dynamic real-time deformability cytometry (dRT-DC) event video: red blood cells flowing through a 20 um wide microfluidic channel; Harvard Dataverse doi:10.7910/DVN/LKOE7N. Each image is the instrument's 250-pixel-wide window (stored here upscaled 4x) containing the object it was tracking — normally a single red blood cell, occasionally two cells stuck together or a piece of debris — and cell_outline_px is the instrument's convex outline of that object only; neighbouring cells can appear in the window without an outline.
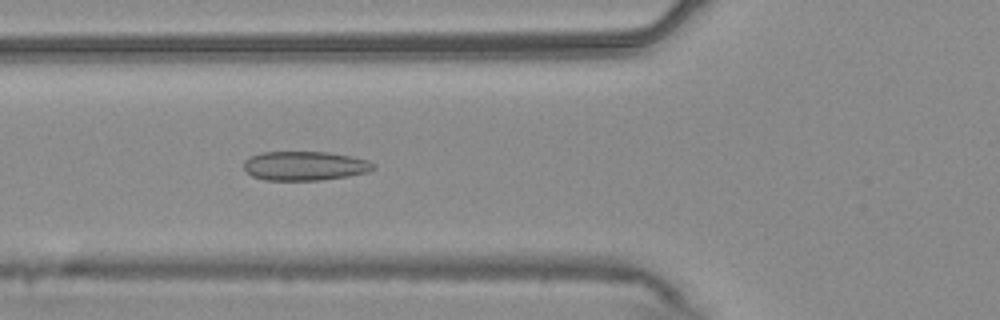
{"species": "common noctule bat (a hibernating species)", "species_latin": "Nyctalus noctula", "temperature_condition": "warm", "stored_images_in_passage": 41, "camera_frame_rate_fps": 3000, "um_per_image_px": 0.085, "animal": {"sex": "male", "body_mass_g": 20.4}, "frame": {"image": 1, "passage_image": 6, "time_ms": 1.667, "image_size_px": [1000, 320], "cell_outline_px": [[376, 168], [368, 172], [348, 176], [320, 180], [264, 180], [252, 176], [244, 168], [244, 160], [260, 152], [328, 152], [352, 156], [368, 160], [376, 164]], "centroid_in_image_um": [25.94, 14.09], "position_along_channel_um": 99.9, "area_um2": 22.14}}
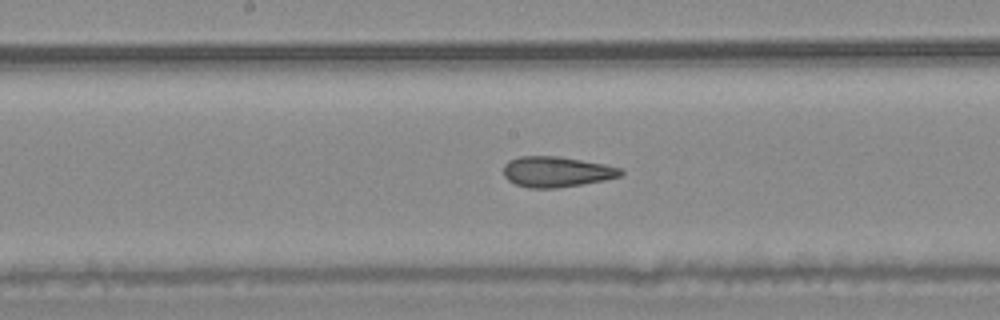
{"frame": {"image": 2, "passage_image": 14, "time_ms": 4.333, "image_size_px": [1000, 320], "cell_outline_px": [[624, 172], [620, 176], [604, 180], [556, 188], [528, 188], [516, 184], [508, 180], [504, 176], [504, 164], [508, 160], [520, 156], [560, 156], [604, 164], [620, 168]], "centroid_in_image_um": [47.27, 14.59], "position_along_channel_um": 200.9, "area_um2": 20.81}}
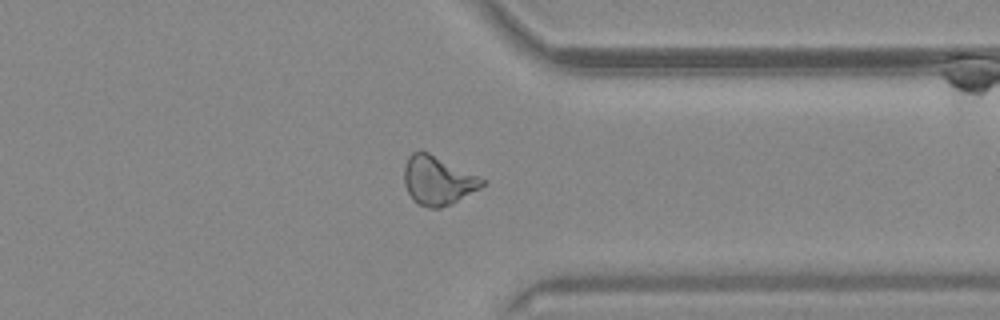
{"frame": {"image": 3, "passage_image": 28, "time_ms": 9.0, "image_size_px": [1000, 320], "cell_outline_px": [[488, 184], [452, 204], [440, 208], [428, 208], [416, 204], [408, 192], [404, 184], [404, 168], [408, 156], [412, 152], [428, 152], [488, 180]], "centroid_in_image_um": [37.25, 15.36], "position_along_channel_um": 374.2, "area_um2": 22.43}, "authors_computed_cell_mechanics": {"area_um2": 21.7906, "velocity_mm_per_s": 3.7618, "shape_relaxation_time_tau1_ms": null, "shape_relaxation_time_tau2_ms": 2.5231, "deformation_change_tau1": null, "deformation_change_tau2": 0.1079}}